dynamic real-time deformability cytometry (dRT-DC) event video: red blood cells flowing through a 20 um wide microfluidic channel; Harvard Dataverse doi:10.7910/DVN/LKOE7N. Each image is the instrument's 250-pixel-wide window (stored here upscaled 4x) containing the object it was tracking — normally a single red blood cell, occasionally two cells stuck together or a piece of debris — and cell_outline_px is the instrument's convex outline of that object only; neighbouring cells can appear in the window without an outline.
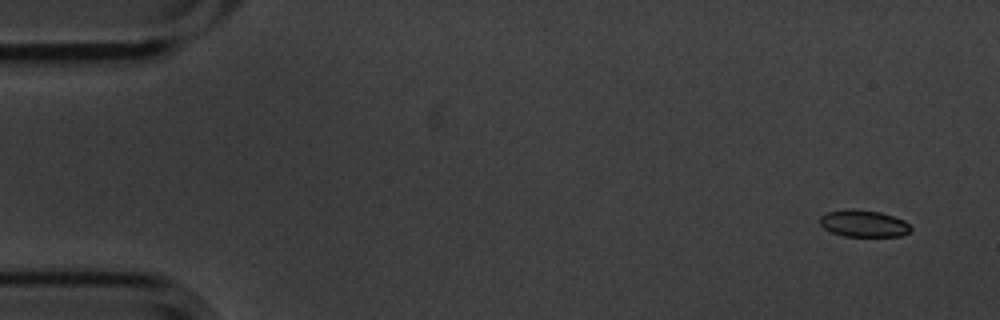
{"species": "common noctule bat (a hibernating species)", "species_latin": "Nyctalus noctula", "temperature_condition": "cold", "stored_images_in_passage": 4, "camera_frame_rate_fps": 3000, "um_per_image_px": 0.085, "animal": {"sex": "male", "body_mass_g": 20.1, "forearm_length_mm": 53.5}, "frame": {"image": 1, "passage_image": 1, "time_ms": 0.0, "image_size_px": [1000, 320], "cell_outline_px": [[912, 228], [908, 232], [900, 236], [844, 236], [832, 232], [824, 228], [820, 224], [820, 216], [828, 212], [848, 208], [852, 208], [880, 212], [904, 220]], "centroid_in_image_um": [73.39, 18.99], "position_along_channel_um": 11.6, "area_um2": 14.16}}